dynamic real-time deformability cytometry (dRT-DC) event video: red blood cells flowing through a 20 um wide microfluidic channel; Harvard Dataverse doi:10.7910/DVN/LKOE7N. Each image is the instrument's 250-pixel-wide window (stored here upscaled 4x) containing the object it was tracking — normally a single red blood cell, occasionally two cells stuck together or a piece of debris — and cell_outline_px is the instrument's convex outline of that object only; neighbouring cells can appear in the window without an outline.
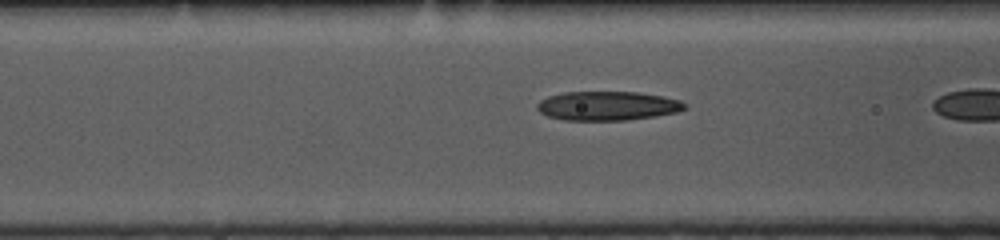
{"species": "common noctule bat (a hibernating species)", "species_latin": "Nyctalus noctula", "temperature_condition": "cold", "stored_images_in_passage": 11, "camera_frame_rate_fps": 3000, "um_per_image_px": 0.085, "animal": {"sex": "female", "body_mass_g": 10.0, "forearm_length_mm": 53.1}, "frame": {"image": 1, "passage_image": 10, "time_ms": 3.0, "image_size_px": [1000, 240], "cell_outline_px": [[688, 108], [676, 112], [656, 116], [628, 120], [564, 120], [548, 116], [540, 112], [536, 108], [536, 104], [540, 100], [548, 96], [564, 92], [636, 92], [664, 96], [680, 100], [688, 104]], "centroid_in_image_um": [51.66, 8.99], "position_along_channel_um": 114.9, "area_um2": 25.2}}